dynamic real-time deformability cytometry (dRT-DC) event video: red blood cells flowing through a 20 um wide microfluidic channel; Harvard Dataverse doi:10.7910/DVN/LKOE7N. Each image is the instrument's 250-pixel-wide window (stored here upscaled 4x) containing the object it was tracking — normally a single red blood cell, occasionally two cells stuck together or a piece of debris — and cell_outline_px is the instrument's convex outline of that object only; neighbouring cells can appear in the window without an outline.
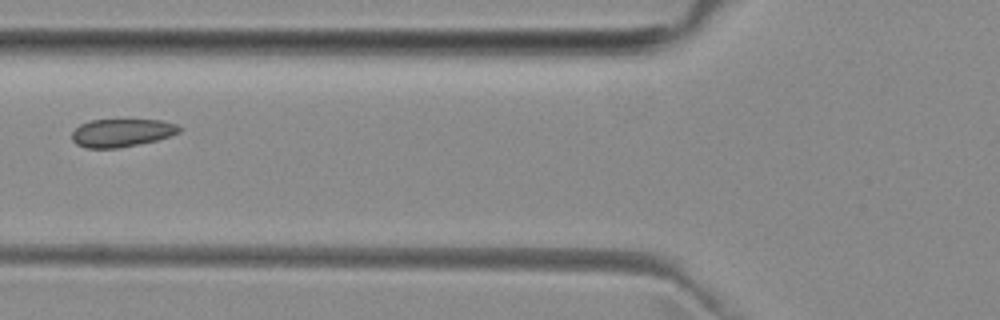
{"species": "common noctule bat (a hibernating species)", "species_latin": "Nyctalus noctula", "temperature_condition": "room temperature", "stored_images_in_passage": 6, "camera_frame_rate_fps": 3000, "um_per_image_px": 0.085, "animal": {"sex": "female", "body_mass_g": 29.2, "forearm_length_mm": 56.3}, "frame": {"image": 1, "passage_image": 5, "time_ms": 4.667, "image_size_px": [1000, 320], "cell_outline_px": [[184, 128], [180, 132], [156, 140], [120, 148], [84, 148], [76, 144], [72, 140], [72, 132], [80, 124], [92, 120], [160, 120], [176, 124]], "centroid_in_image_um": [10.34, 11.29], "position_along_channel_um": 115.5, "area_um2": 17.51}}
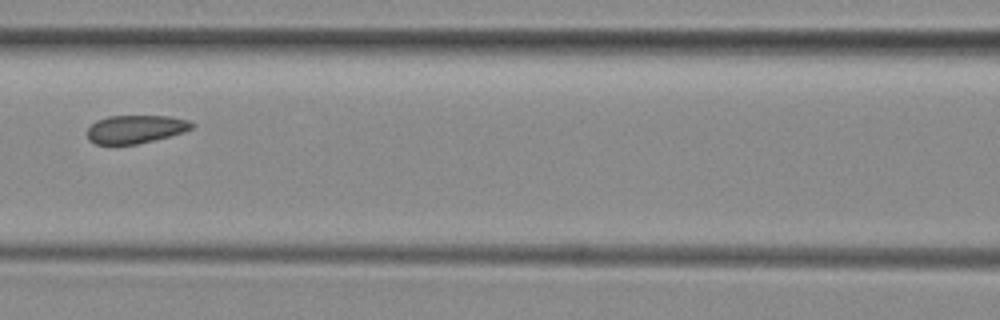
{"frame": {"image": 2, "passage_image": 6, "time_ms": 5.667, "image_size_px": [1000, 320], "cell_outline_px": [[196, 124], [192, 128], [184, 132], [136, 144], [96, 144], [88, 140], [88, 128], [96, 120], [108, 116], [168, 116], [188, 120]], "centroid_in_image_um": [11.52, 10.97], "position_along_channel_um": 155.1, "area_um2": 17.05}}